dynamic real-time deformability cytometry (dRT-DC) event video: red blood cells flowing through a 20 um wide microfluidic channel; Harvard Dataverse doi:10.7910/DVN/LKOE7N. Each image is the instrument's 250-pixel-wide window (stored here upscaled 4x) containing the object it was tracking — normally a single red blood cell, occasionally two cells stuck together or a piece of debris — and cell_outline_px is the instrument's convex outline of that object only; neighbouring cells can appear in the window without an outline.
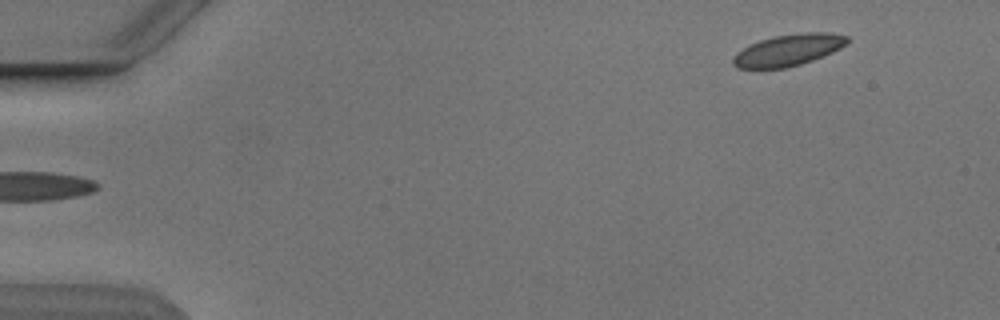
{"species": "Egyptian fruit bat (a non-hibernating species)", "species_latin": "Rousettus aegyptiacus", "temperature_condition": "cold", "stored_images_in_passage": 4, "camera_frame_rate_fps": 3000, "um_per_image_px": 0.085, "animal": {"sex": "male"}, "frame": {"image": 1, "passage_image": 4, "time_ms": 3.333, "image_size_px": [1000, 320], "cell_outline_px": [[852, 40], [840, 48], [832, 52], [812, 60], [800, 64], [784, 68], [736, 68], [732, 64], [732, 60], [736, 52], [760, 40], [772, 36], [804, 32], [832, 32], [848, 36]], "centroid_in_image_um": [67.04, 4.24], "position_along_channel_um": 18.0, "area_um2": 21.04}}